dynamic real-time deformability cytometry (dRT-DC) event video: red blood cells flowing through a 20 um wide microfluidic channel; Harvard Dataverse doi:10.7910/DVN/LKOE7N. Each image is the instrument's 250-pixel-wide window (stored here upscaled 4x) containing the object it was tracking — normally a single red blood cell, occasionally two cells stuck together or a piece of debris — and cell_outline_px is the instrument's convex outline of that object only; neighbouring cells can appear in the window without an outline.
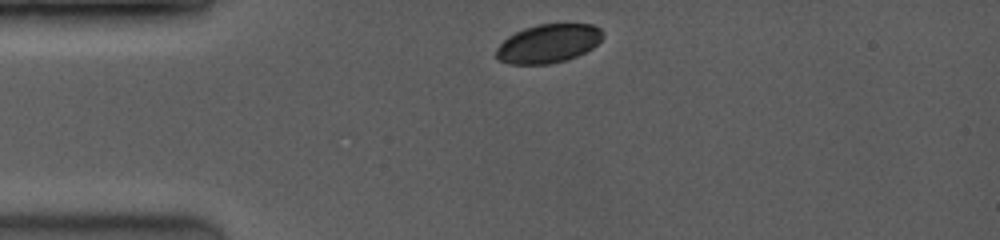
{"species": "common noctule bat (a hibernating species)", "species_latin": "Nyctalus noctula", "temperature_condition": "room temperature", "stored_images_in_passage": 2, "camera_frame_rate_fps": 3500, "um_per_image_px": 0.085, "animal": {"sex": "female", "body_mass_g": 19.0, "forearm_length_mm": 53.3}, "frame": {"image": 1, "passage_image": 1, "time_ms": 0.0, "image_size_px": [1000, 240], "cell_outline_px": [[604, 36], [592, 48], [568, 60], [552, 64], [512, 64], [496, 60], [496, 48], [508, 36], [524, 28], [536, 24], [592, 24], [600, 28], [604, 32]], "centroid_in_image_um": [46.6, 3.7], "position_along_channel_um": 38.4, "area_um2": 24.16}}